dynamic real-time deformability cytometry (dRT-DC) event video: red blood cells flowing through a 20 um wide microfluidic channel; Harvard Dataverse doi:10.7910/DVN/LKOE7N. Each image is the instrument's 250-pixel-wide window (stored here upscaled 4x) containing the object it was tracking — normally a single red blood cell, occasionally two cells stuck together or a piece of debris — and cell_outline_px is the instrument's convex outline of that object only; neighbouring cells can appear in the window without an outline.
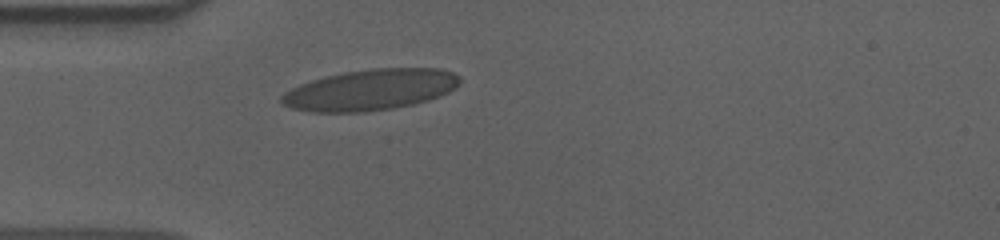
{"species": "human", "species_latin": "Homo sapiens", "temperature_condition": "cold", "stored_images_in_passage": 41, "camera_frame_rate_fps": 3000, "um_per_image_px": 0.085, "donor": {"sex": "male"}, "frame": {"image": 1, "passage_image": 1, "time_ms": 0.0, "image_size_px": [1000, 240], "cell_outline_px": [[460, 84], [456, 88], [440, 96], [428, 100], [412, 104], [392, 108], [364, 112], [308, 112], [292, 108], [284, 104], [280, 100], [280, 96], [284, 92], [300, 84], [324, 76], [344, 72], [372, 68], [440, 68], [452, 72], [460, 76]], "centroid_in_image_um": [31.49, 7.63], "position_along_channel_um": 53.5, "area_um2": 42.71}}
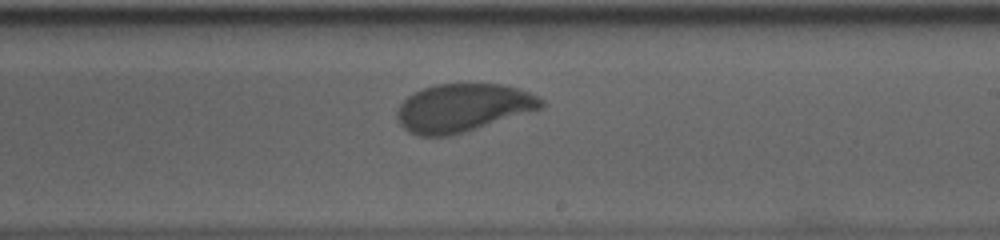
{"frame": {"image": 2, "passage_image": 18, "time_ms": 5.667, "image_size_px": [1000, 240], "cell_outline_px": [[544, 108], [448, 136], [420, 136], [408, 132], [400, 124], [396, 116], [396, 112], [400, 104], [408, 96], [424, 88], [436, 84], [504, 84], [528, 92], [544, 100]], "centroid_in_image_um": [39.33, 9.16], "position_along_channel_um": 249.7, "area_um2": 40.0}}
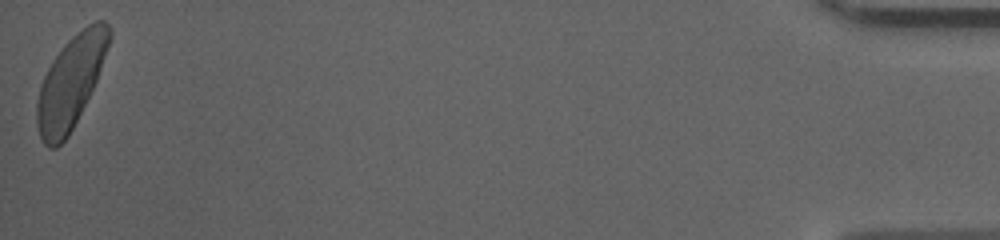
{"frame": {"image": 3, "passage_image": 41, "time_ms": 13.333, "image_size_px": [1000, 240], "cell_outline_px": [[112, 36], [96, 80], [68, 136], [56, 148], [48, 148], [44, 144], [40, 136], [36, 124], [36, 104], [40, 84], [52, 60], [64, 44], [72, 36], [88, 24], [96, 20], [104, 20], [112, 28]], "centroid_in_image_um": [5.99, 6.95], "position_along_channel_um": 429.2, "area_um2": 38.38}, "authors_computed_cell_mechanics": {"area_um2": 39.9976, "velocity_mm_per_s": 3.5973, "shape_relaxation_time_tau1_ms": 3.4213, "shape_relaxation_time_tau2_ms": null, "deformation_change_tau1": 0.132, "deformation_change_tau2": null}}